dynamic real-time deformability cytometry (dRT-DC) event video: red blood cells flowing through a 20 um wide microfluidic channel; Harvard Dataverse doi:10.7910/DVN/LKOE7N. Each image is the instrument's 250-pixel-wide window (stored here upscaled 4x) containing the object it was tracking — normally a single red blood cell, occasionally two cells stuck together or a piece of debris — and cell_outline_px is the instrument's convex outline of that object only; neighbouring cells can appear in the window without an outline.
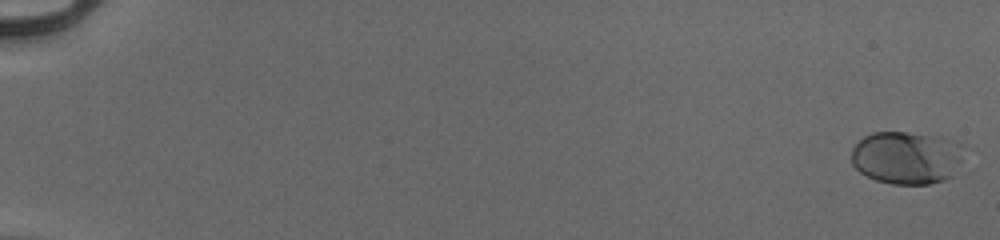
{"species": "human", "species_latin": "Homo sapiens", "temperature_condition": "cold", "stored_images_in_passage": 56, "camera_frame_rate_fps": 3000, "um_per_image_px": 0.085, "donor": {"sex": "male"}, "frame": {"image": 1, "passage_image": 1, "time_ms": 0.0, "image_size_px": [1000, 240], "cell_outline_px": [[972, 148], [960, 172], [944, 180], [928, 184], [892, 184], [876, 180], [860, 172], [852, 164], [852, 148], [864, 136], [872, 132], [908, 132], [940, 136]], "centroid_in_image_um": [77.23, 13.39], "position_along_channel_um": 7.8, "area_um2": 36.01}}
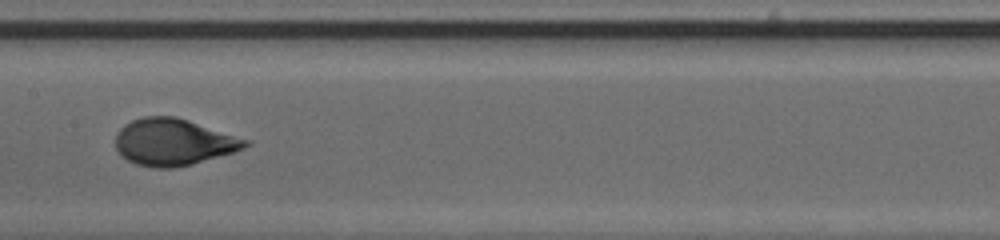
{"frame": {"image": 2, "passage_image": 31, "time_ms": 10.0, "image_size_px": [1000, 240], "cell_outline_px": [[252, 144], [244, 148], [232, 152], [192, 164], [172, 168], [152, 168], [136, 164], [120, 156], [116, 148], [116, 132], [124, 124], [132, 120], [144, 116], [176, 116], [252, 140]], "centroid_in_image_um": [14.75, 12.07], "position_along_channel_um": 192.7, "area_um2": 35.66}}
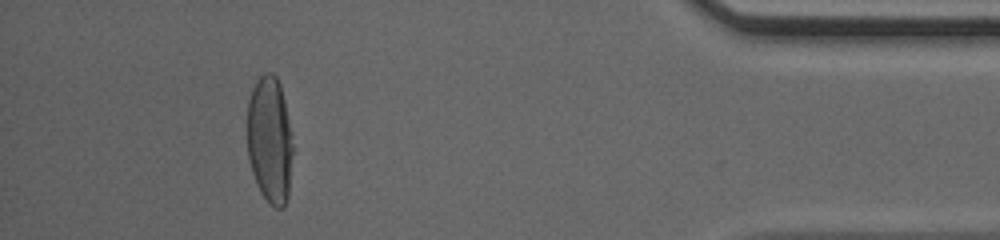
{"frame": {"image": 3, "passage_image": 51, "time_ms": 16.667, "image_size_px": [1000, 240], "cell_outline_px": [[292, 152], [288, 196], [284, 208], [276, 208], [268, 204], [260, 192], [256, 184], [252, 172], [248, 156], [248, 100], [252, 88], [256, 80], [264, 72], [272, 72], [276, 76], [280, 84], [284, 100], [292, 144]], "centroid_in_image_um": [22.91, 11.91], "position_along_channel_um": 412.3, "area_um2": 33.7}}